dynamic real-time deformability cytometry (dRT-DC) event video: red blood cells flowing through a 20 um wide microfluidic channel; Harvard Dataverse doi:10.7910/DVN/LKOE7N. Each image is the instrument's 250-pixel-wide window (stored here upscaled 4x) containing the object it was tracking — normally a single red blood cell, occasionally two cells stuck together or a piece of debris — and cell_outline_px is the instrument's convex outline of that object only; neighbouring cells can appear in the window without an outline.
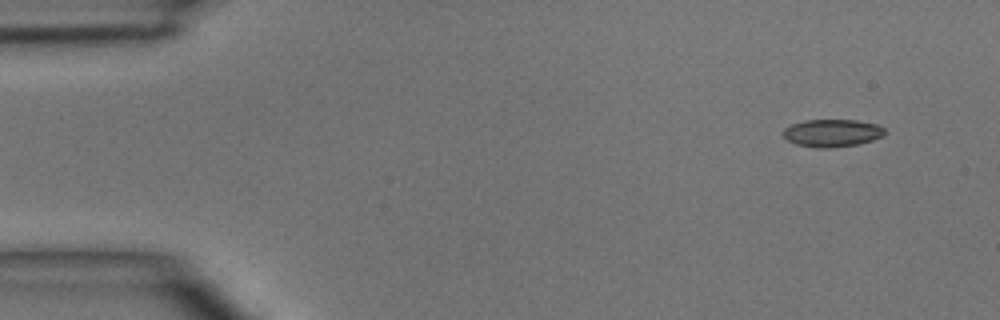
{"species": "common noctule bat (a hibernating species)", "species_latin": "Nyctalus noctula", "temperature_condition": "room temperature", "stored_images_in_passage": 3, "camera_frame_rate_fps": 3000, "um_per_image_px": 0.085, "animal": {"sex": "male", "body_mass_g": 15.6}, "frame": {"image": 1, "passage_image": 1, "time_ms": 0.0, "image_size_px": [1000, 320], "cell_outline_px": [[884, 136], [860, 144], [828, 148], [816, 148], [796, 144], [788, 140], [780, 132], [784, 128], [792, 124], [804, 120], [856, 120], [876, 124], [884, 128]], "centroid_in_image_um": [70.71, 11.31], "position_along_channel_um": 14.3, "area_um2": 16.42}}
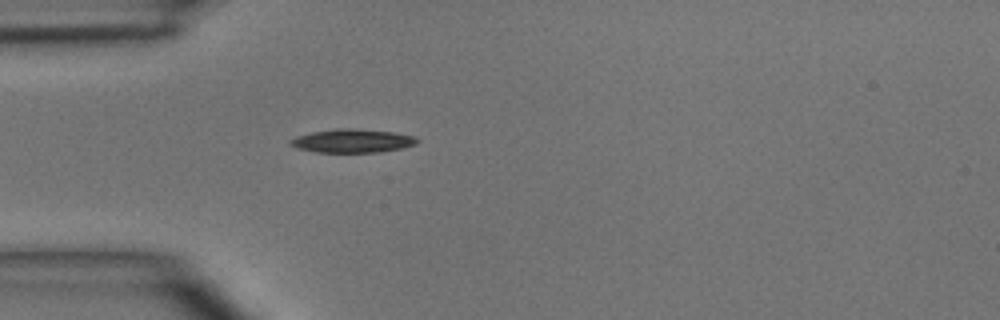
{"frame": {"image": 2, "passage_image": 3, "time_ms": 3.333, "image_size_px": [1000, 320], "cell_outline_px": [[420, 140], [416, 144], [404, 148], [380, 152], [316, 152], [300, 148], [288, 144], [288, 140], [296, 136], [312, 132], [336, 128], [348, 128], [396, 132], [416, 136]], "centroid_in_image_um": [30.0, 11.97], "position_along_channel_um": 55.0, "area_um2": 17.51}}